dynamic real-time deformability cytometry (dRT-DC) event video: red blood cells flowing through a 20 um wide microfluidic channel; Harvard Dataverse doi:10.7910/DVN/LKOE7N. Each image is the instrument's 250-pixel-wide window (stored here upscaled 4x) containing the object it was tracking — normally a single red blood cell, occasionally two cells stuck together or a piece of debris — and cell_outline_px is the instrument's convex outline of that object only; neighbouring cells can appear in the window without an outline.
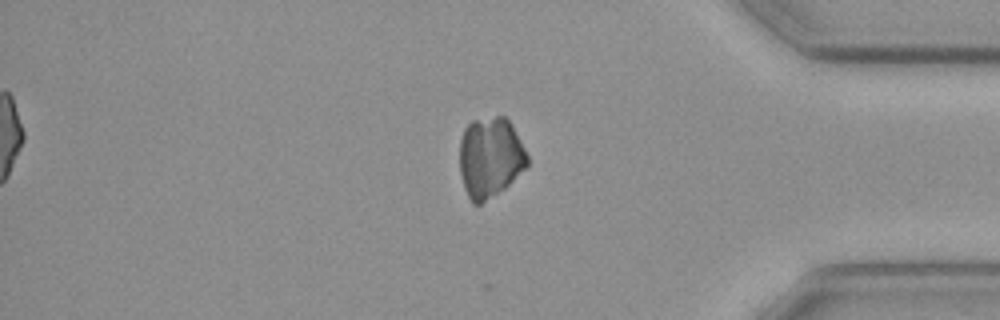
{"species": "common noctule bat (a hibernating species)", "species_latin": "Nyctalus noctula", "temperature_condition": "cold", "stored_images_in_passage": 38, "camera_frame_rate_fps": 3000, "um_per_image_px": 0.085, "animal": {"sex": "female", "body_mass_g": 19.3, "forearm_length_mm": 54.1}, "frame": {"image": 1, "passage_image": 29, "time_ms": 9.333, "image_size_px": [1000, 320], "cell_outline_px": [[528, 168], [504, 188], [480, 204], [472, 204], [464, 188], [460, 172], [460, 140], [464, 128], [472, 120], [496, 116], [504, 116], [512, 124], [528, 156]], "centroid_in_image_um": [41.67, 13.37], "position_along_channel_um": 393.5, "area_um2": 31.85}}
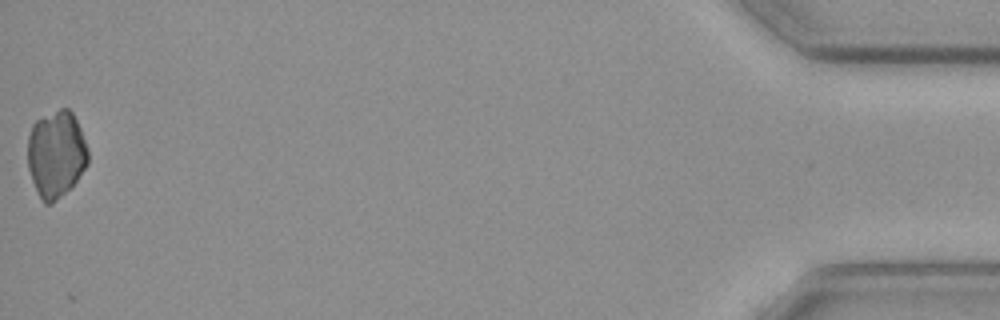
{"frame": {"image": 2, "passage_image": 38, "time_ms": 12.333, "image_size_px": [1000, 320], "cell_outline_px": [[88, 164], [76, 180], [52, 204], [44, 204], [32, 180], [28, 168], [28, 136], [32, 124], [36, 120], [60, 108], [68, 108], [72, 112], [80, 128], [88, 148]], "centroid_in_image_um": [4.76, 13.07], "position_along_channel_um": 430.4, "area_um2": 30.29}}